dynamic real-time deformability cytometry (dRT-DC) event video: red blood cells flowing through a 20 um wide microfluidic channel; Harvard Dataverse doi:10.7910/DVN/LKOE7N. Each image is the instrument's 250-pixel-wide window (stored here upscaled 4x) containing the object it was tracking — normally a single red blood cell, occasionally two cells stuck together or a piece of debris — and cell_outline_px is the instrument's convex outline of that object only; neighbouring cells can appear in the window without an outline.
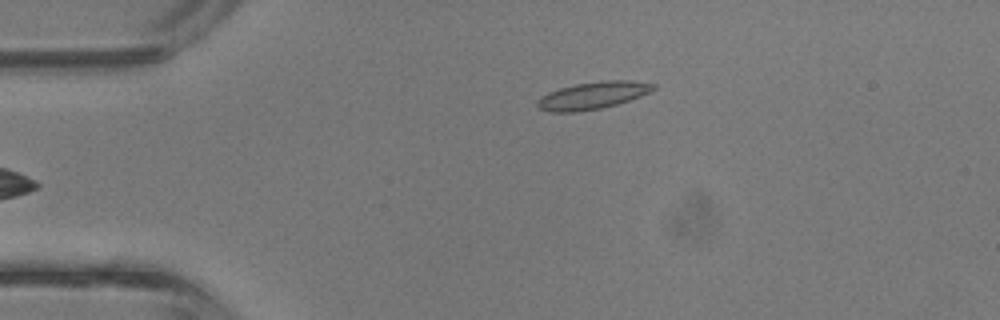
{"species": "common noctule bat (a hibernating species)", "species_latin": "Nyctalus noctula", "temperature_condition": "room temperature", "stored_images_in_passage": 4, "camera_frame_rate_fps": 3000, "um_per_image_px": 0.085, "animal": {"sex": "male", "body_mass_g": 13.3}, "frame": {"image": 1, "passage_image": 4, "time_ms": 1.0, "image_size_px": [1000, 320], "cell_outline_px": [[656, 88], [640, 96], [616, 104], [600, 108], [576, 112], [552, 112], [540, 108], [536, 104], [536, 100], [540, 96], [548, 92], [560, 88], [576, 84], [608, 80], [628, 80], [656, 84]], "centroid_in_image_um": [50.35, 8.11], "position_along_channel_um": 34.6, "area_um2": 18.21}}